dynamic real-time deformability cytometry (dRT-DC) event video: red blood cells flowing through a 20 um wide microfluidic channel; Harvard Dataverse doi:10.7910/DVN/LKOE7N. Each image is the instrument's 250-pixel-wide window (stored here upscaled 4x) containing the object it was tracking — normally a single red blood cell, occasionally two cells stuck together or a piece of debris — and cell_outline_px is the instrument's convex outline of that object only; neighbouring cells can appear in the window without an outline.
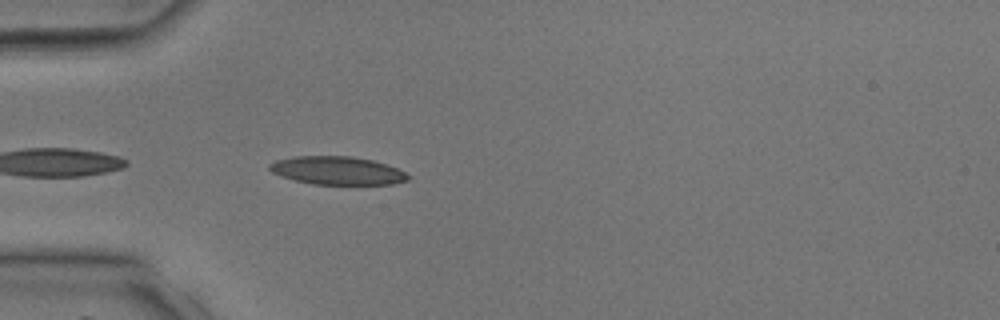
{"species": "common noctule bat (a hibernating species)", "species_latin": "Nyctalus noctula", "temperature_condition": "room temperature", "stored_images_in_passage": 4, "camera_frame_rate_fps": 3000, "um_per_image_px": 0.085, "animal": {"sex": "male", "body_mass_g": 17.9, "forearm_length_mm": 54.2}, "frame": {"image": 1, "passage_image": 2, "time_ms": 0.333, "image_size_px": [1000, 320], "cell_outline_px": [[412, 176], [408, 180], [392, 184], [312, 184], [296, 180], [272, 172], [268, 168], [268, 164], [276, 160], [296, 156], [352, 156], [372, 160], [396, 168]], "centroid_in_image_um": [28.68, 14.49], "position_along_channel_um": 56.3, "area_um2": 22.54}}